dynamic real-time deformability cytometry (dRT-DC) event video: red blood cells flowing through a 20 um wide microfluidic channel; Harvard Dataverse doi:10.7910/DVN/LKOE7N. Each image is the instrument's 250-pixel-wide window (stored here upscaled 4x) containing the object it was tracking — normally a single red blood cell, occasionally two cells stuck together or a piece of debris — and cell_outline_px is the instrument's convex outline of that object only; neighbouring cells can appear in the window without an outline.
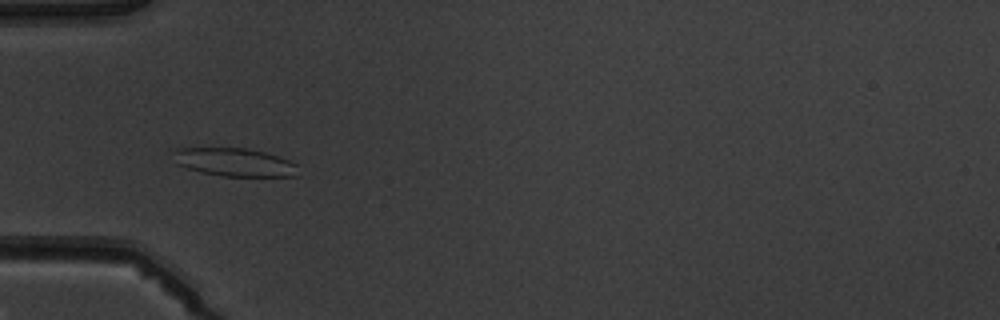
{"species": "common noctule bat (a hibernating species)", "species_latin": "Nyctalus noctula", "temperature_condition": "warm", "stored_images_in_passage": 8, "camera_frame_rate_fps": 3000, "um_per_image_px": 0.085, "animal": {"sex": "male", "body_mass_g": 19.5, "forearm_length_mm": 54.6}, "frame": {"image": 1, "passage_image": 5, "time_ms": 4.667, "image_size_px": [1000, 320], "cell_outline_px": [[296, 176], [220, 176], [200, 172], [176, 164], [168, 148], [244, 148], [264, 152], [288, 160], [296, 164]], "centroid_in_image_um": [19.81, 13.78], "position_along_channel_um": 65.2, "area_um2": 20.58}}
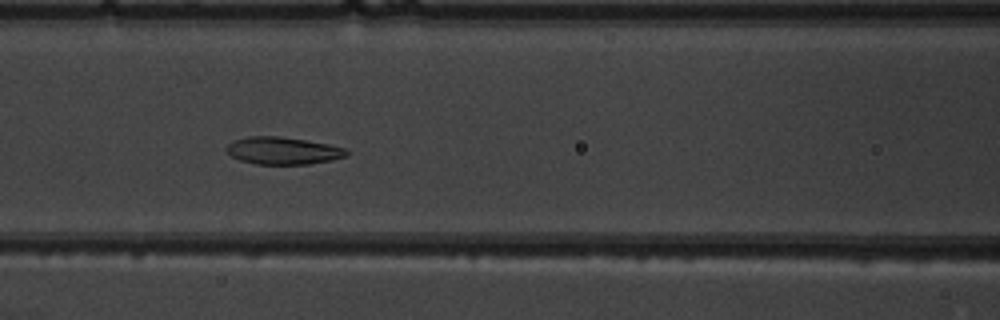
{"frame": {"image": 2, "passage_image": 7, "time_ms": 6.667, "image_size_px": [1000, 320], "cell_outline_px": [[348, 156], [332, 160], [308, 164], [256, 164], [240, 160], [232, 156], [224, 148], [232, 140], [248, 136], [276, 136], [304, 140], [328, 144], [348, 148]], "centroid_in_image_um": [24.05, 12.81], "position_along_channel_um": 142.5, "area_um2": 19.19}}
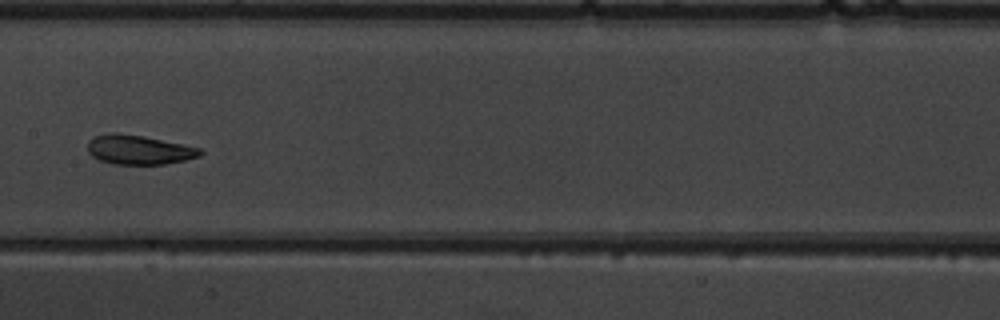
{"frame": {"image": 3, "passage_image": 8, "time_ms": 8.0, "image_size_px": [1000, 320], "cell_outline_px": [[204, 152], [200, 156], [184, 160], [164, 164], [112, 164], [100, 160], [92, 156], [88, 152], [88, 140], [92, 136], [108, 132], [116, 132], [144, 136], [200, 148]], "centroid_in_image_um": [11.76, 12.71], "position_along_channel_um": 195.6, "area_um2": 19.36}}